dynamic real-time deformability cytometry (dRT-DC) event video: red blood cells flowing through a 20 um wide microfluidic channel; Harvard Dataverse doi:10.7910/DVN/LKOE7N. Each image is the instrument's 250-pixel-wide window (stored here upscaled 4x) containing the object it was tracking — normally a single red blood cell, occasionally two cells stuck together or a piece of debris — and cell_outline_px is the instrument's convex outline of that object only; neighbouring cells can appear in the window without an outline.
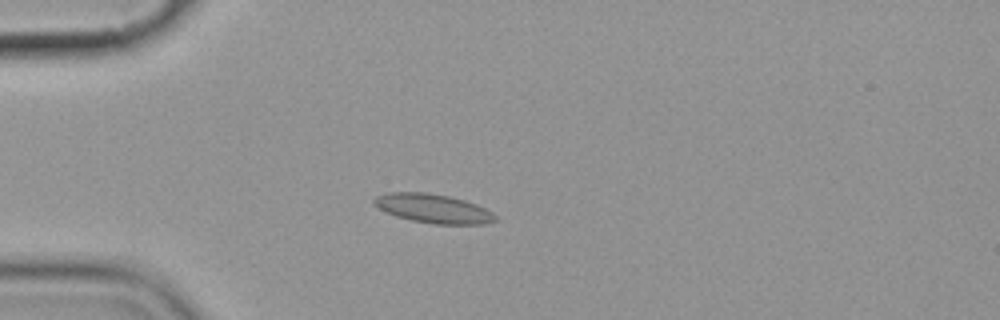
{"species": "common noctule bat (a hibernating species)", "species_latin": "Nyctalus noctula", "temperature_condition": "cold", "stored_images_in_passage": 12, "camera_frame_rate_fps": 3000, "um_per_image_px": 0.085, "animal": {"sex": "female", "body_mass_g": 19.9}, "frame": {"image": 1, "passage_image": 1, "time_ms": 0.0, "image_size_px": [1000, 320], "cell_outline_px": [[500, 220], [484, 224], [432, 224], [412, 220], [396, 216], [372, 204], [372, 200], [376, 196], [388, 192], [424, 192], [448, 196], [464, 200], [476, 204], [492, 212]], "centroid_in_image_um": [36.84, 17.72], "position_along_channel_um": 48.2, "area_um2": 20.46}}
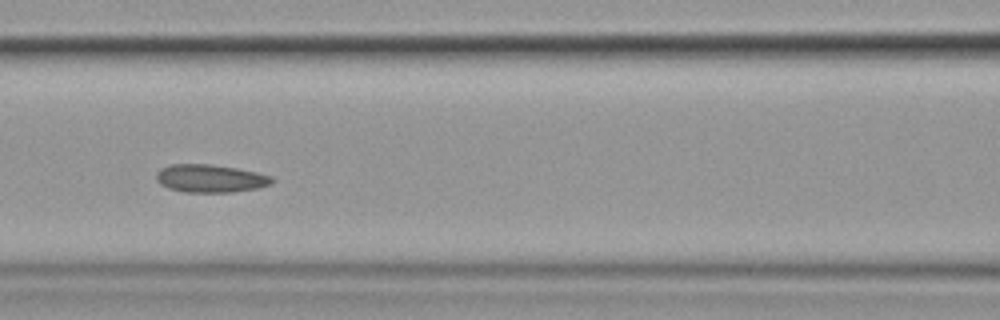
{"frame": {"image": 2, "passage_image": 4, "time_ms": 3.333, "image_size_px": [1000, 320], "cell_outline_px": [[276, 180], [272, 184], [256, 188], [232, 192], [184, 192], [168, 188], [160, 184], [156, 180], [156, 172], [160, 168], [172, 164], [208, 164], [236, 168], [256, 172], [272, 176]], "centroid_in_image_um": [17.87, 15.17], "position_along_channel_um": 148.7, "area_um2": 18.9}}
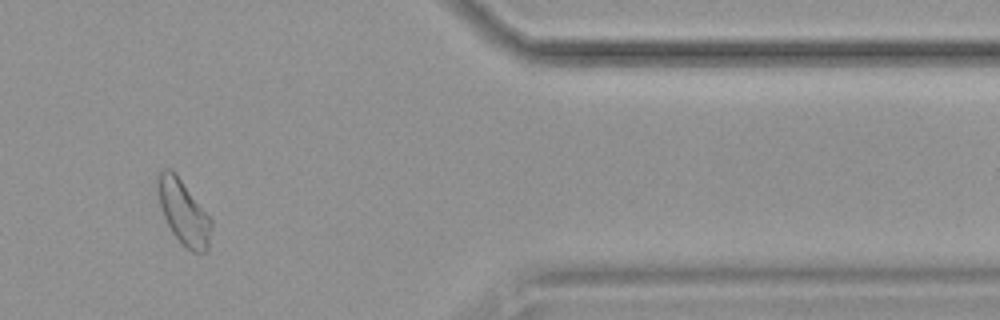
{"frame": {"image": 3, "passage_image": 10, "time_ms": 11.0, "image_size_px": [1000, 320], "cell_outline_px": [[212, 224], [208, 252], [192, 252], [172, 232], [160, 208], [156, 188], [156, 180], [160, 172], [164, 168], [168, 168], [180, 180], [212, 220]], "centroid_in_image_um": [15.59, 18.07], "position_along_channel_um": 395.8, "area_um2": 19.59}, "authors_computed_cell_mechanics": {"area_um2": 19.2185, "velocity_mm_per_s": 3.5586, "shape_relaxation_time_tau1_ms": null, "shape_relaxation_time_tau2_ms": 7.9904, "deformation_change_tau1": null, "deformation_change_tau2": 0.0956}}